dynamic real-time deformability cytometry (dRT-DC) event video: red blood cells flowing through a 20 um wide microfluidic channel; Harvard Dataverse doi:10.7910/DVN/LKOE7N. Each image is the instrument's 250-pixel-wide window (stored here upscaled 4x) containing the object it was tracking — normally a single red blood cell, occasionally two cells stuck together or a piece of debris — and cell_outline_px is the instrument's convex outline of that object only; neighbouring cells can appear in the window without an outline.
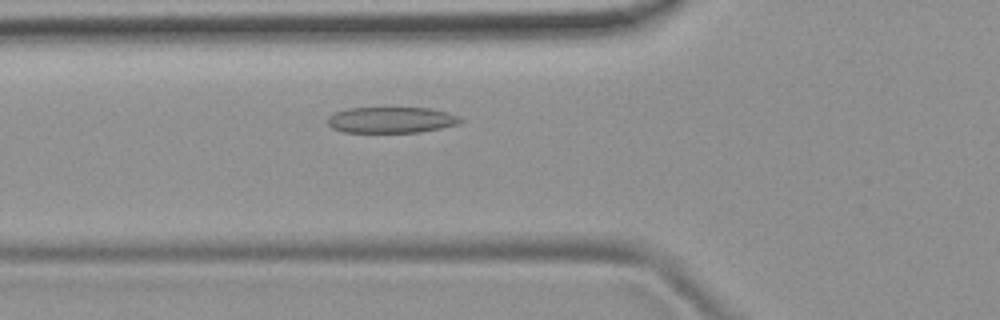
{"species": "common noctule bat (a hibernating species)", "species_latin": "Nyctalus noctula", "temperature_condition": "room temperature", "stored_images_in_passage": 40, "camera_frame_rate_fps": 3000, "um_per_image_px": 0.085, "animal": {"sex": "female", "body_mass_g": 19.9}, "frame": {"image": 1, "passage_image": 8, "time_ms": 2.333, "image_size_px": [1000, 320], "cell_outline_px": [[464, 120], [460, 124], [420, 132], [344, 132], [332, 128], [328, 124], [328, 116], [336, 112], [348, 108], [428, 108], [448, 112], [460, 116]], "centroid_in_image_um": [33.3, 10.19], "position_along_channel_um": 92.5, "area_um2": 20.17}}
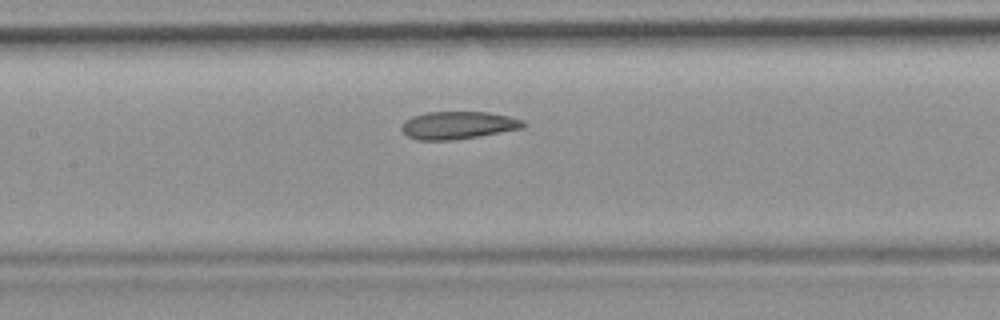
{"frame": {"image": 2, "passage_image": 14, "time_ms": 4.333, "image_size_px": [1000, 320], "cell_outline_px": [[528, 124], [524, 128], [452, 140], [416, 140], [408, 136], [400, 128], [404, 120], [412, 116], [428, 112], [488, 112], [508, 116], [524, 120]], "centroid_in_image_um": [38.93, 10.64], "position_along_channel_um": 168.5, "area_um2": 19.59}}
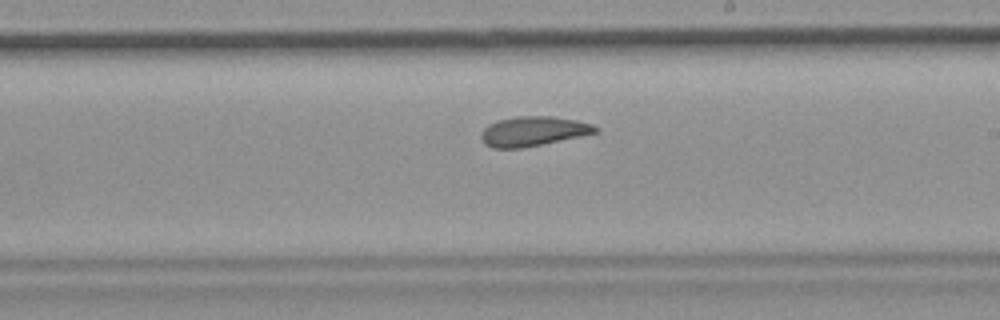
{"frame": {"image": 3, "passage_image": 20, "time_ms": 6.333, "image_size_px": [1000, 320], "cell_outline_px": [[600, 132], [524, 148], [492, 148], [484, 144], [480, 136], [480, 132], [488, 124], [496, 120], [516, 116], [552, 116], [576, 120], [592, 124], [600, 128]], "centroid_in_image_um": [45.31, 11.15], "position_along_channel_um": 243.7, "area_um2": 20.06}, "authors_computed_cell_mechanics": {"area_um2": 20.23, "velocity_mm_per_s": 3.7847, "shape_relaxation_time_tau1_ms": 10.0155, "shape_relaxation_time_tau2_ms": 2.2923, "deformation_change_tau1": 0.1807, "deformation_change_tau2": 0.0928}}